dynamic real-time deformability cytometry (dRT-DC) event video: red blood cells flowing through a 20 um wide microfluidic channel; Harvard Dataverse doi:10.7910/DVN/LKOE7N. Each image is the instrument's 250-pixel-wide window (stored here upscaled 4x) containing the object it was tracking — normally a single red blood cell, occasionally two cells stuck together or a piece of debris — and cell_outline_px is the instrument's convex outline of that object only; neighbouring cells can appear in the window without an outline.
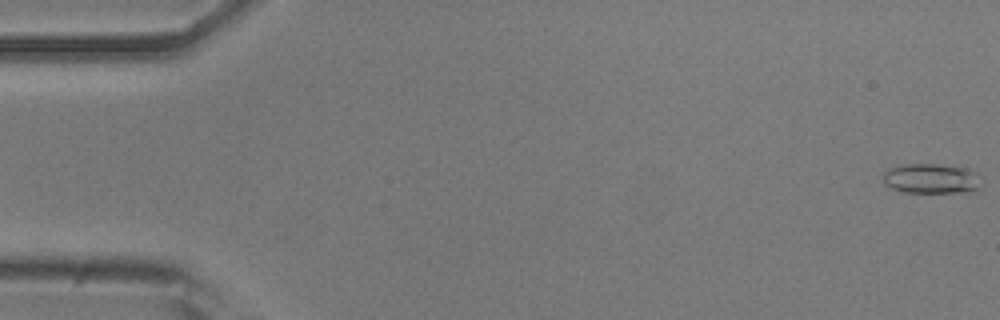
{"species": "common noctule bat (a hibernating species)", "species_latin": "Nyctalus noctula", "temperature_condition": "room temperature", "stored_images_in_passage": 54, "camera_frame_rate_fps": 3000, "um_per_image_px": 0.085, "animal": {"sex": "male", "body_mass_g": 20.5, "forearm_length_mm": 52.5}, "frame": {"image": 1, "passage_image": 1, "time_ms": 0.0, "image_size_px": [1000, 320], "cell_outline_px": [[984, 180], [976, 192], [904, 192], [892, 188], [884, 184], [884, 172], [892, 168], [904, 164], [936, 164], [964, 168], [976, 172]], "centroid_in_image_um": [79.24, 15.19], "position_along_channel_um": 5.8, "area_um2": 17.22}}
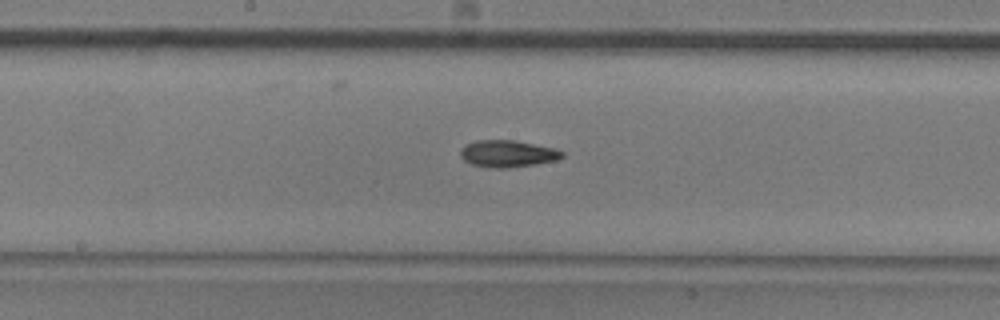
{"frame": {"image": 2, "passage_image": 28, "time_ms": 9.0, "image_size_px": [1000, 320], "cell_outline_px": [[564, 156], [556, 160], [536, 164], [508, 168], [492, 168], [472, 164], [464, 160], [460, 156], [460, 148], [464, 144], [476, 140], [516, 140], [556, 148], [564, 152]], "centroid_in_image_um": [43.14, 13.05], "position_along_channel_um": 205.1, "area_um2": 16.18}}
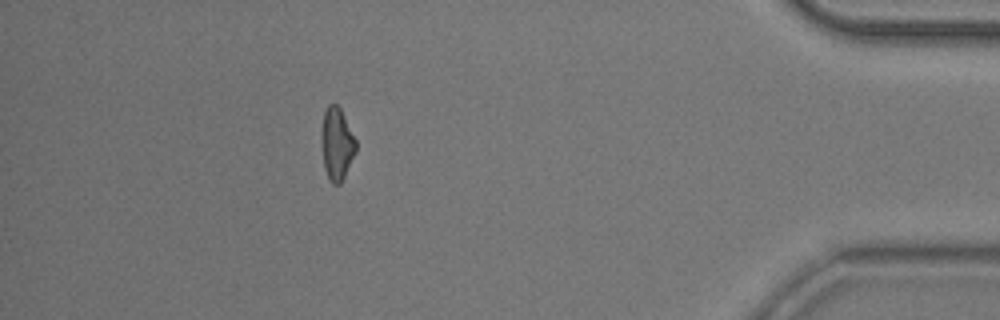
{"frame": {"image": 3, "passage_image": 48, "time_ms": 15.667, "image_size_px": [1000, 320], "cell_outline_px": [[356, 152], [340, 184], [332, 184], [328, 180], [324, 168], [320, 140], [324, 112], [328, 104], [336, 104], [340, 108], [356, 140]], "centroid_in_image_um": [28.61, 12.25], "position_along_channel_um": 406.6, "area_um2": 14.62}, "authors_computed_cell_mechanics": {"area_um2": 15.1725, "velocity_mm_per_s": 3.7961, "shape_relaxation_time_tau1_ms": null, "shape_relaxation_time_tau2_ms": 7.8412, "deformation_change_tau1": null, "deformation_change_tau2": 0.1753}}